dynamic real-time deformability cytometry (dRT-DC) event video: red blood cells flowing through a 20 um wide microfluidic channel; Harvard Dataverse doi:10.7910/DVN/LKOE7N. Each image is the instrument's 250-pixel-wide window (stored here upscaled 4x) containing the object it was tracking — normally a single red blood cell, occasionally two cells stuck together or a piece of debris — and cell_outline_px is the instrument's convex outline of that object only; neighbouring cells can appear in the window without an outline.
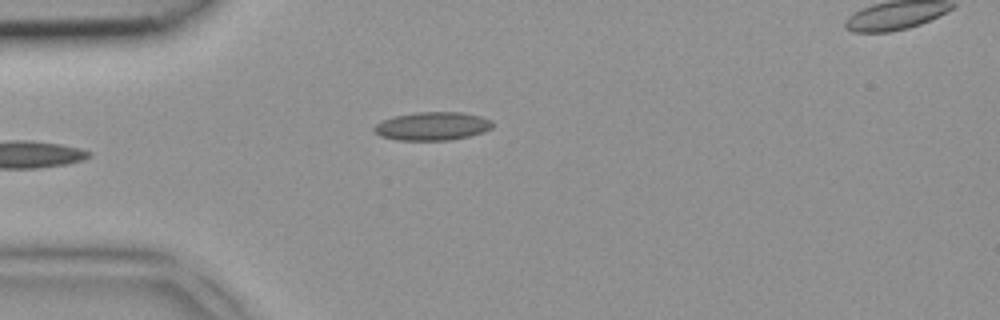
{"species": "common noctule bat (a hibernating species)", "species_latin": "Nyctalus noctula", "temperature_condition": "room temperature", "stored_images_in_passage": 4, "camera_frame_rate_fps": 3000, "um_per_image_px": 0.085, "animal": {"sex": "female", "body_mass_g": 18.4}, "frame": {"image": 1, "passage_image": 4, "time_ms": 1.0, "image_size_px": [1000, 320], "cell_outline_px": [[492, 128], [484, 132], [468, 136], [448, 140], [396, 140], [380, 136], [372, 128], [380, 120], [392, 116], [416, 112], [460, 112], [480, 116], [492, 120]], "centroid_in_image_um": [36.72, 10.71], "position_along_channel_um": 48.3, "area_um2": 19.65}}